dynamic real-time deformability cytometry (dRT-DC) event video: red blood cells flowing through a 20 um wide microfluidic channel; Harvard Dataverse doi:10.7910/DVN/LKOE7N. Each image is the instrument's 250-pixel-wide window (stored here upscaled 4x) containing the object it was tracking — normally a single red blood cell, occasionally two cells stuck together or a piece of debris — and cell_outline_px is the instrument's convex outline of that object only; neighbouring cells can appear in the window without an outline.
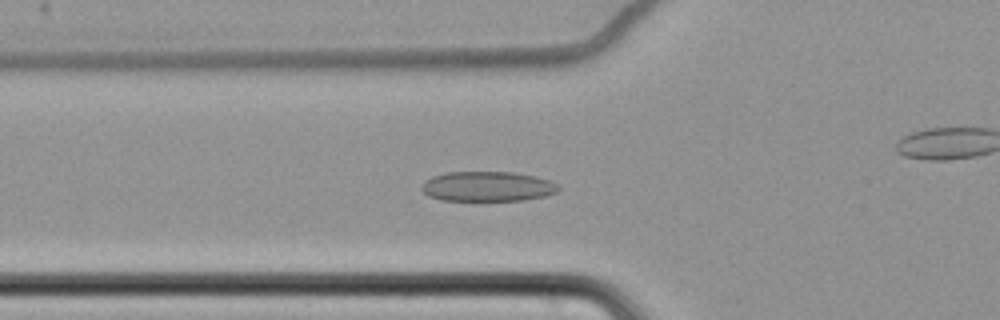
{"species": "common noctule bat (a hibernating species)", "species_latin": "Nyctalus noctula", "temperature_condition": "cold", "stored_images_in_passage": 35, "camera_frame_rate_fps": 3000, "um_per_image_px": 0.085, "animal": {"sex": "female", "body_mass_g": 22.7, "forearm_length_mm": 54.2}, "frame": {"image": 1, "passage_image": 7, "time_ms": 2.0, "image_size_px": [1000, 320], "cell_outline_px": [[560, 188], [556, 192], [544, 196], [524, 200], [440, 200], [428, 196], [420, 188], [424, 180], [432, 176], [448, 172], [512, 172], [536, 176], [560, 184]], "centroid_in_image_um": [41.43, 15.84], "position_along_channel_um": 84.4, "area_um2": 23.93}}
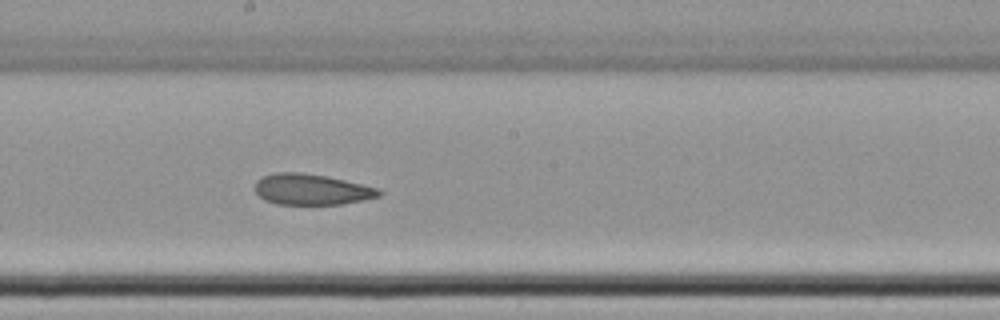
{"frame": {"image": 2, "passage_image": 19, "time_ms": 6.0, "image_size_px": [1000, 320], "cell_outline_px": [[384, 192], [380, 196], [340, 204], [276, 204], [264, 200], [256, 192], [256, 180], [264, 176], [276, 172], [300, 172], [324, 176], [344, 180], [380, 188]], "centroid_in_image_um": [26.49, 16.1], "position_along_channel_um": 221.7, "area_um2": 22.14}}
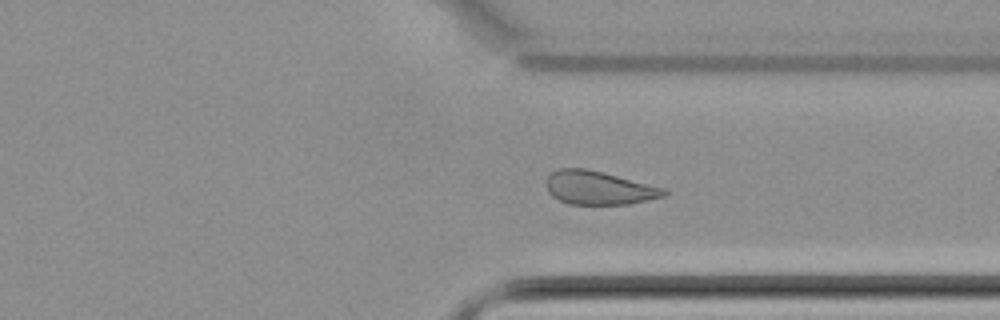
{"frame": {"image": 3, "passage_image": 31, "time_ms": 10.0, "image_size_px": [1000, 320], "cell_outline_px": [[668, 192], [664, 196], [628, 204], [568, 204], [552, 196], [548, 192], [544, 184], [548, 176], [552, 172], [560, 168], [584, 168], [668, 188]], "centroid_in_image_um": [50.89, 15.97], "position_along_channel_um": 360.5, "area_um2": 23.0}}